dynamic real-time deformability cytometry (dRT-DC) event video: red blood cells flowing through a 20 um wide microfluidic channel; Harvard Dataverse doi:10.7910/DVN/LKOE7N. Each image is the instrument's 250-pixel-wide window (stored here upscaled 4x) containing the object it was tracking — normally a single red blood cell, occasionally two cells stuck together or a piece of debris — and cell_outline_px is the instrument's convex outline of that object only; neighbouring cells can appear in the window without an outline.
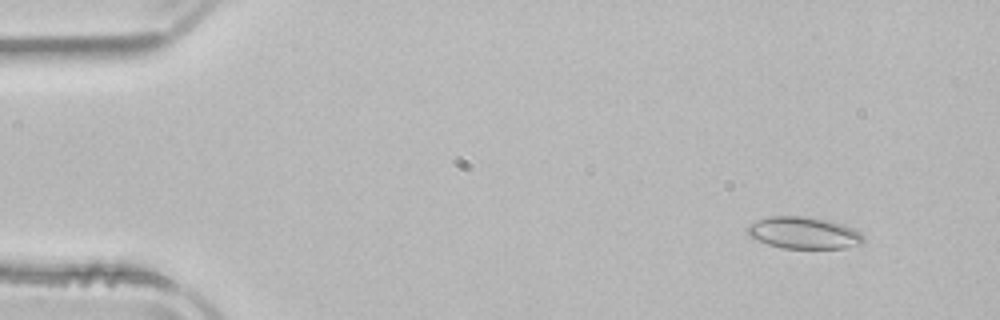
{"species": "common noctule bat (a hibernating species)", "species_latin": "Nyctalus noctula", "temperature_condition": "room temperature", "stored_images_in_passage": 50, "camera_frame_rate_fps": 3000, "um_per_image_px": 0.085, "animal": {"sex": "male", "body_mass_g": 21.5, "forearm_length_mm": 52.0}, "frame": {"image": 1, "passage_image": 3, "time_ms": 0.667, "image_size_px": [1000, 320], "cell_outline_px": [[864, 244], [844, 248], [780, 248], [756, 240], [748, 236], [748, 224], [756, 220], [768, 216], [808, 216], [828, 220], [844, 224], [860, 232], [864, 236]], "centroid_in_image_um": [68.33, 19.79], "position_along_channel_um": 16.7, "area_um2": 21.85}}
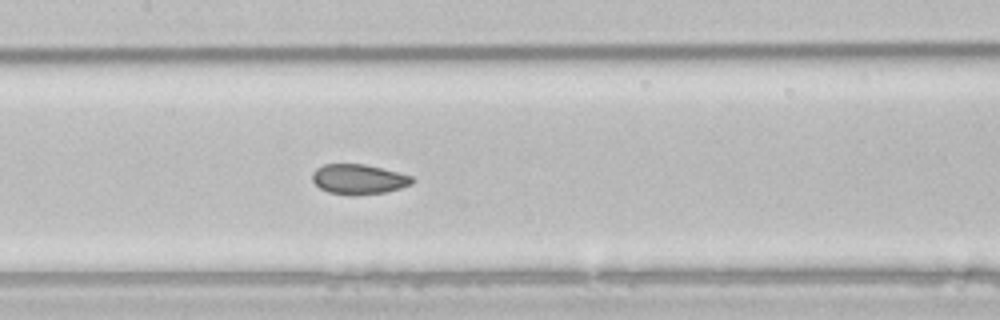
{"frame": {"image": 2, "passage_image": 23, "time_ms": 7.333, "image_size_px": [1000, 320], "cell_outline_px": [[416, 180], [412, 184], [400, 188], [384, 192], [356, 196], [348, 196], [328, 192], [320, 188], [312, 180], [312, 172], [316, 168], [324, 164], [364, 164], [412, 176]], "centroid_in_image_um": [30.47, 15.25], "position_along_channel_um": 176.9, "area_um2": 17.57}}
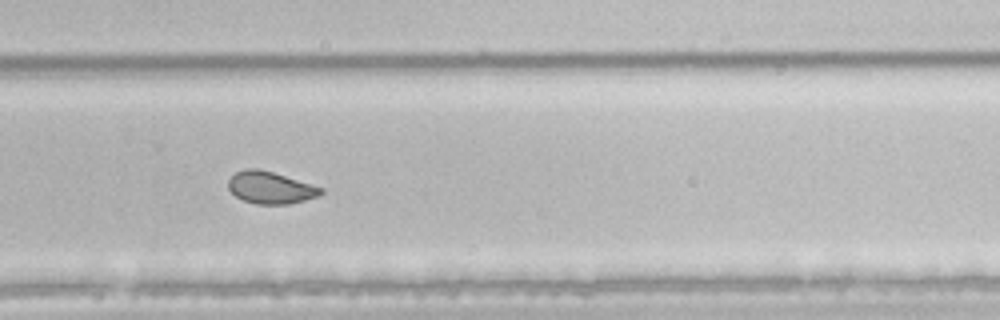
{"frame": {"image": 3, "passage_image": 33, "time_ms": 10.667, "image_size_px": [1000, 320], "cell_outline_px": [[324, 192], [316, 196], [304, 200], [288, 204], [256, 204], [244, 200], [236, 196], [228, 188], [228, 180], [236, 172], [244, 168], [256, 168], [272, 172], [324, 188]], "centroid_in_image_um": [22.97, 15.94], "position_along_channel_um": 306.8, "area_um2": 17.11}, "authors_computed_cell_mechanics": {"area_um2": 19.5653, "velocity_mm_per_s": 3.9219, "shape_relaxation_time_tau1_ms": 6.065, "shape_relaxation_time_tau2_ms": 1.2057, "deformation_change_tau1": 0.1013, "deformation_change_tau2": 0.033}}